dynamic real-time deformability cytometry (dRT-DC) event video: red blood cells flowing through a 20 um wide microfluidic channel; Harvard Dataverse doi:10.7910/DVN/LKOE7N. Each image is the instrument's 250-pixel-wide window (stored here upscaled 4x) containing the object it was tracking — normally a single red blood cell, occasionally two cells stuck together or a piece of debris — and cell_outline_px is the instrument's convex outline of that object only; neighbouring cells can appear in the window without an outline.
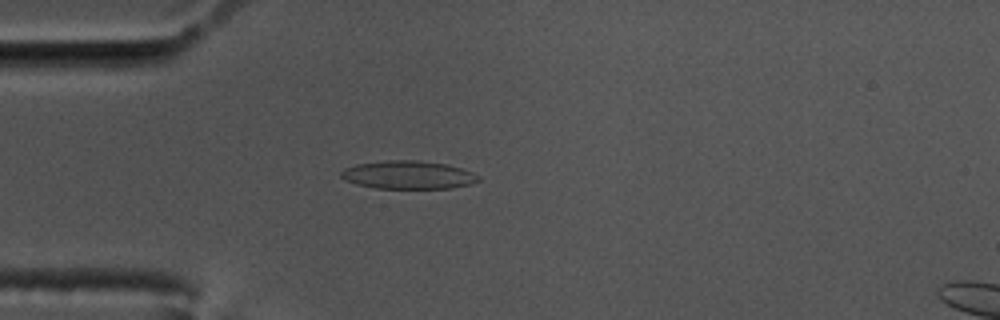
{"species": "common noctule bat (a hibernating species)", "species_latin": "Nyctalus noctula", "temperature_condition": "cold", "stored_images_in_passage": 58, "camera_frame_rate_fps": 3000, "um_per_image_px": 0.085, "animal": {"sex": "male", "body_mass_g": 17.5, "forearm_length_mm": 52.3}, "frame": {"image": 1, "passage_image": 16, "time_ms": 5.0, "image_size_px": [1000, 320], "cell_outline_px": [[480, 180], [468, 184], [452, 188], [376, 188], [356, 184], [344, 180], [340, 176], [340, 172], [344, 168], [356, 164], [388, 160], [416, 160], [448, 164], [472, 172], [480, 176]], "centroid_in_image_um": [34.67, 14.86], "position_along_channel_um": 50.3, "area_um2": 22.54}}
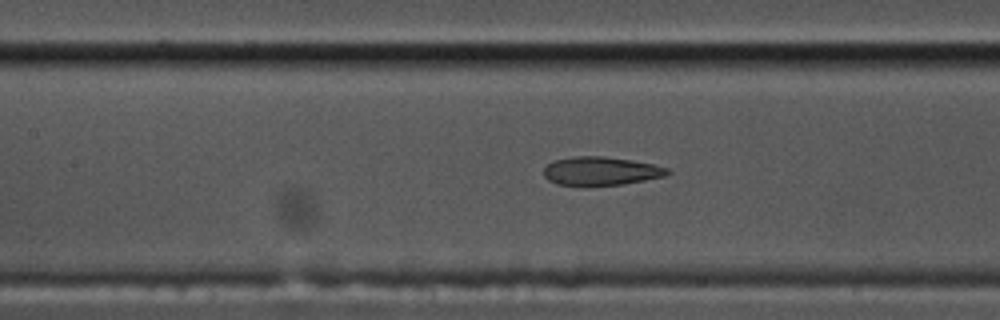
{"frame": {"image": 2, "passage_image": 26, "time_ms": 8.333, "image_size_px": [1000, 320], "cell_outline_px": [[672, 172], [668, 176], [620, 184], [556, 184], [548, 180], [544, 176], [544, 168], [552, 160], [576, 156], [600, 156], [632, 160], [652, 164], [668, 168]], "centroid_in_image_um": [51.09, 14.52], "position_along_channel_um": 156.3, "area_um2": 20.23}}
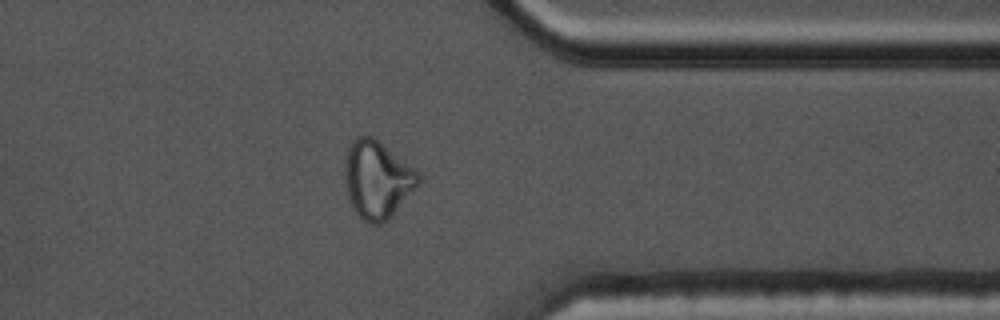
{"frame": {"image": 3, "passage_image": 46, "time_ms": 15.0, "image_size_px": [1000, 320], "cell_outline_px": [[420, 184], [392, 216], [388, 220], [380, 224], [372, 224], [364, 220], [356, 212], [348, 196], [344, 180], [344, 156], [352, 140], [356, 136], [372, 136], [412, 168], [420, 176]], "centroid_in_image_um": [32.03, 15.27], "position_along_channel_um": 379.4, "area_um2": 32.95}, "authors_computed_cell_mechanics": {"area_um2": 22.0218, "velocity_mm_per_s": 3.4699, "shape_relaxation_time_tau1_ms": null, "shape_relaxation_time_tau2_ms": 1.536, "deformation_change_tau1": null, "deformation_change_tau2": 0.0931}}